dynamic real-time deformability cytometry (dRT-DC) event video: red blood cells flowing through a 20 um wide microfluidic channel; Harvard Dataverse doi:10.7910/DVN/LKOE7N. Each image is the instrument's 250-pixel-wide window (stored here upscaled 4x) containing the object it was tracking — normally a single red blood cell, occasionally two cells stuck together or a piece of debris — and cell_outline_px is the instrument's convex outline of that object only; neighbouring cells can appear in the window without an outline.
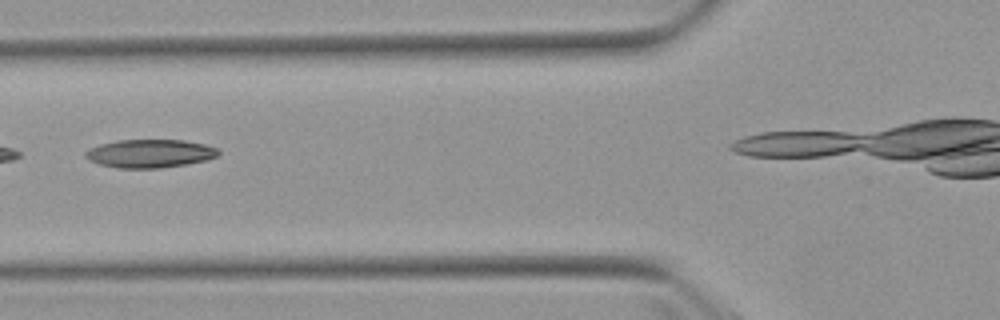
{"species": "Egyptian fruit bat (a non-hibernating species)", "species_latin": "Rousettus aegyptiacus", "temperature_condition": "warm", "stored_images_in_passage": 7, "camera_frame_rate_fps": 3000, "um_per_image_px": 0.085, "animal": {"sex": "female"}, "frame": {"image": 1, "passage_image": 3, "time_ms": 2.667, "image_size_px": [1000, 320], "cell_outline_px": [[220, 152], [216, 156], [208, 160], [160, 168], [120, 168], [100, 164], [88, 160], [84, 156], [84, 152], [88, 148], [100, 144], [120, 140], [184, 140], [204, 144], [216, 148]], "centroid_in_image_um": [12.71, 13.04], "position_along_channel_um": 113.1, "area_um2": 21.85}}